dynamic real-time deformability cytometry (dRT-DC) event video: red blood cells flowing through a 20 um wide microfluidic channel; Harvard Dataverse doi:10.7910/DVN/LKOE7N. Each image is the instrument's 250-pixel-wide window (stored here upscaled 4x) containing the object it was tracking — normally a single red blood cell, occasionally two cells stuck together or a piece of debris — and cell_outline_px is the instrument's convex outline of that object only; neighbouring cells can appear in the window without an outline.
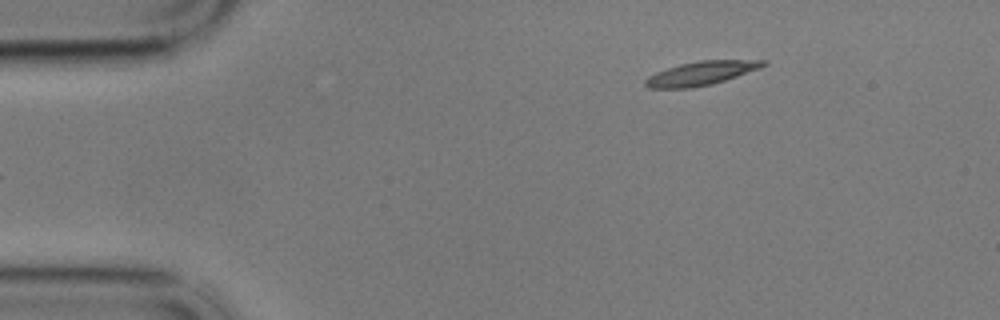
{"species": "common noctule bat (a hibernating species)", "species_latin": "Nyctalus noctula", "temperature_condition": "cold", "stored_images_in_passage": 51, "camera_frame_rate_fps": 3000, "um_per_image_px": 0.085, "animal": {"sex": "male", "body_mass_g": 17.9}, "frame": {"image": 1, "passage_image": 1, "time_ms": 0.0, "image_size_px": [1000, 320], "cell_outline_px": [[768, 64], [760, 68], [712, 84], [692, 88], [648, 88], [644, 84], [644, 80], [648, 76], [656, 72], [680, 64], [700, 60], [768, 60]], "centroid_in_image_um": [59.59, 6.22], "position_along_channel_um": 25.4, "area_um2": 16.3}}
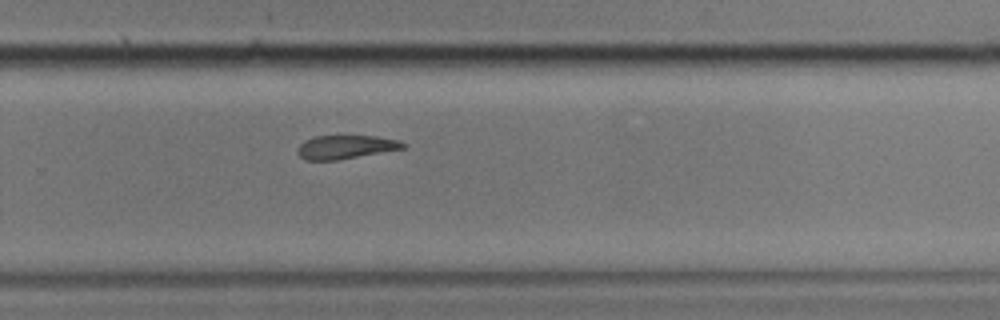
{"frame": {"image": 2, "passage_image": 31, "time_ms": 10.0, "image_size_px": [1000, 320], "cell_outline_px": [[408, 144], [404, 148], [336, 160], [304, 160], [296, 152], [296, 148], [304, 140], [316, 136], [376, 136], [400, 140]], "centroid_in_image_um": [29.36, 12.49], "position_along_channel_um": 300.4, "area_um2": 14.51}}
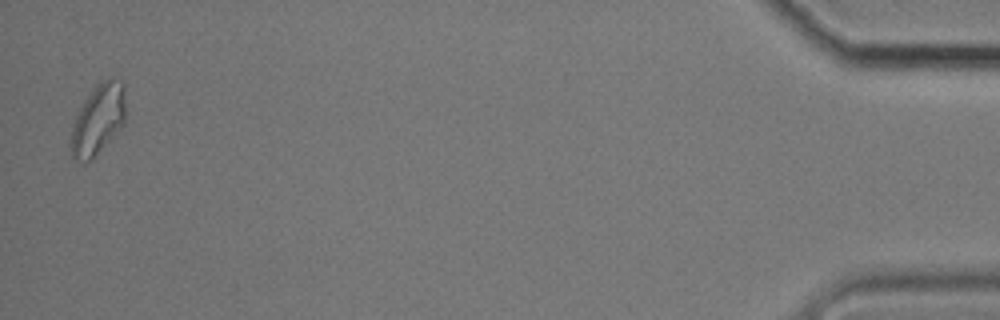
{"frame": {"image": 3, "passage_image": 50, "time_ms": 16.333, "image_size_px": [1000, 320], "cell_outline_px": [[124, 124], [92, 160], [84, 164], [72, 156], [72, 128], [76, 116], [84, 100], [96, 84], [100, 80], [108, 76], [112, 76], [120, 80], [124, 84]], "centroid_in_image_um": [8.36, 10.11], "position_along_channel_um": 426.8, "area_um2": 22.37}, "authors_computed_cell_mechanics": {"area_um2": 16.2996, "velocity_mm_per_s": 3.3862, "shape_relaxation_time_tau1_ms": 6.4755, "shape_relaxation_time_tau2_ms": 5.3781, "deformation_change_tau1": 0.1645, "deformation_change_tau2": 0.1386}}